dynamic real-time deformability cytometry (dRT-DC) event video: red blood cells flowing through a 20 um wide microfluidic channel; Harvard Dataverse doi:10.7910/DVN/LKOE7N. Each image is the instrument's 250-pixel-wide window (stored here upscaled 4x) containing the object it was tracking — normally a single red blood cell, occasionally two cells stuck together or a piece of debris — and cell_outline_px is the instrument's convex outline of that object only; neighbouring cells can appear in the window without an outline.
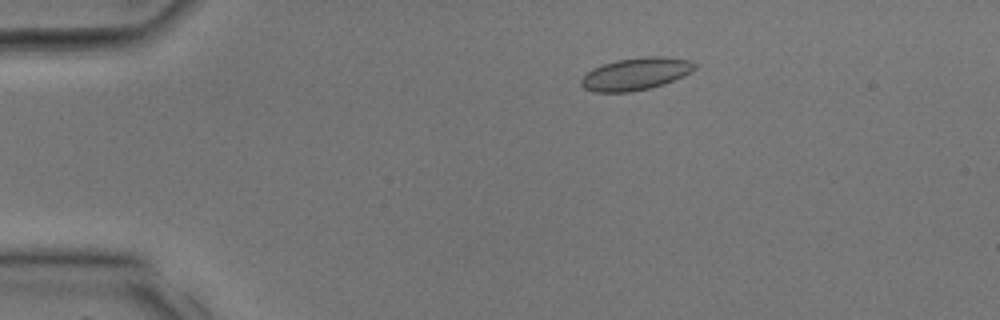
{"species": "common noctule bat (a hibernating species)", "species_latin": "Nyctalus noctula", "temperature_condition": "room temperature", "stored_images_in_passage": 32, "camera_frame_rate_fps": 3000, "um_per_image_px": 0.085, "animal": {"sex": "male", "body_mass_g": 17.9, "forearm_length_mm": 54.2}, "frame": {"image": 1, "passage_image": 7, "time_ms": 2.0, "image_size_px": [1000, 320], "cell_outline_px": [[696, 68], [684, 76], [664, 84], [632, 92], [596, 92], [584, 88], [580, 84], [580, 80], [592, 68], [616, 60], [644, 56], [664, 56], [688, 60], [696, 64]], "centroid_in_image_um": [54.04, 6.28], "position_along_channel_um": 31.0, "area_um2": 21.39}}
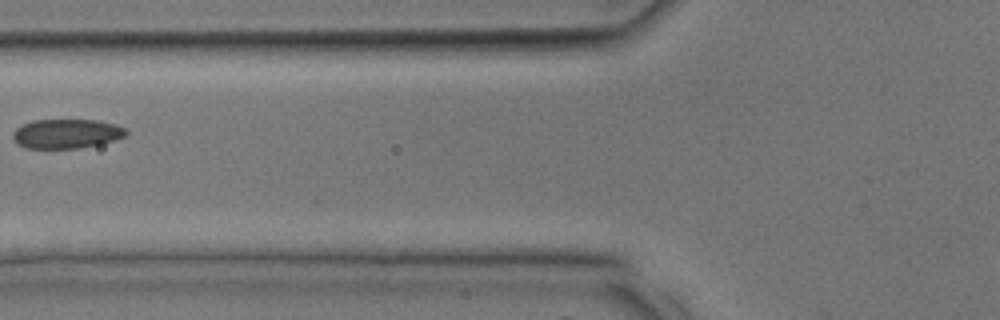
{"frame": {"image": 2, "passage_image": 14, "time_ms": 4.333, "image_size_px": [1000, 320], "cell_outline_px": [[128, 132], [124, 136], [100, 144], [76, 148], [24, 148], [16, 144], [12, 136], [12, 132], [16, 128], [32, 120], [96, 120], [116, 124], [124, 128]], "centroid_in_image_um": [5.6, 11.36], "position_along_channel_um": 120.2, "area_um2": 19.31}}
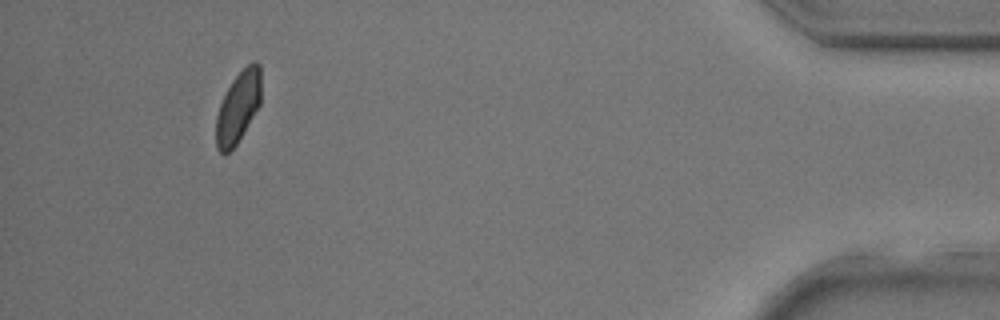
{"frame": {"image": 3, "passage_image": 31, "time_ms": 10.0, "image_size_px": [1000, 320], "cell_outline_px": [[260, 104], [244, 132], [236, 144], [224, 156], [216, 148], [216, 116], [220, 104], [232, 80], [252, 60], [256, 60], [260, 64]], "centroid_in_image_um": [20.24, 9.11], "position_along_channel_um": 415.0, "area_um2": 18.61}}